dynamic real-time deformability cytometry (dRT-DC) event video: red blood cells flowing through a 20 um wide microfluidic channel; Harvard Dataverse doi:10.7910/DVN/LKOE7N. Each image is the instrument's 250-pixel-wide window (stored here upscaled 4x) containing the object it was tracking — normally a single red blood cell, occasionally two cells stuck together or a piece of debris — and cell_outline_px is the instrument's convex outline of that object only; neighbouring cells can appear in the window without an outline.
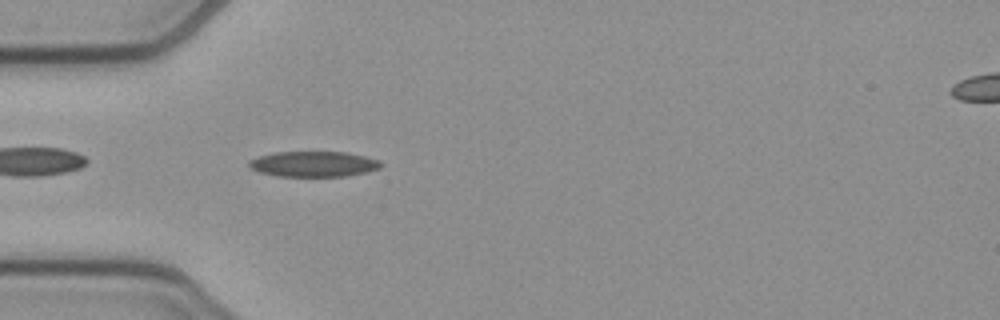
{"species": "common noctule bat (a hibernating species)", "species_latin": "Nyctalus noctula", "temperature_condition": "cold", "stored_images_in_passage": 39, "camera_frame_rate_fps": 3000, "um_per_image_px": 0.085, "animal": {"sex": "female", "body_mass_g": 21.9}, "frame": {"image": 1, "passage_image": 3, "time_ms": 0.667, "image_size_px": [1000, 320], "cell_outline_px": [[384, 164], [380, 168], [368, 172], [344, 176], [280, 176], [260, 172], [252, 168], [248, 164], [248, 160], [256, 156], [276, 152], [344, 152], [364, 156], [380, 160]], "centroid_in_image_um": [26.67, 13.94], "position_along_channel_um": 58.3, "area_um2": 19.59}}
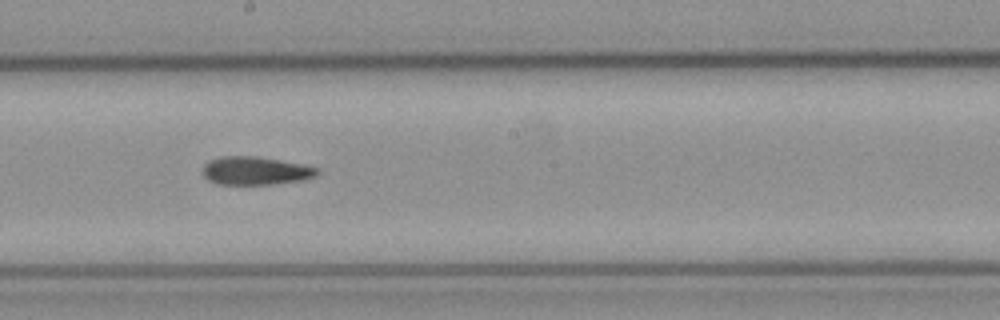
{"frame": {"image": 2, "passage_image": 16, "time_ms": 5.0, "image_size_px": [1000, 320], "cell_outline_px": [[320, 172], [316, 176], [304, 180], [272, 184], [216, 184], [208, 180], [204, 176], [204, 164], [208, 160], [220, 156], [256, 156], [304, 164], [320, 168]], "centroid_in_image_um": [21.75, 14.51], "position_along_channel_um": 226.5, "area_um2": 19.02}}
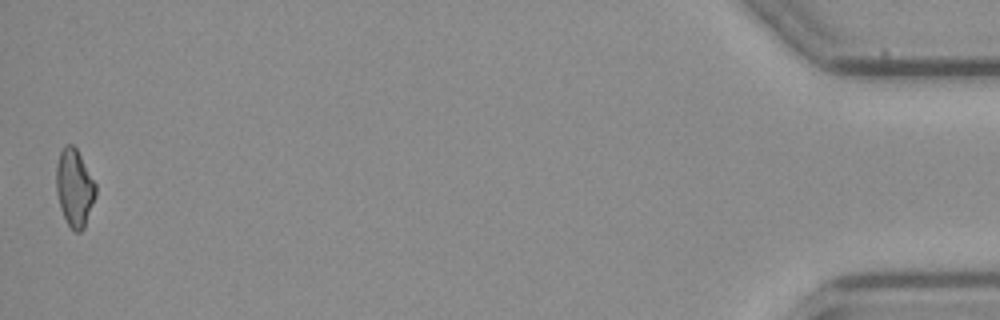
{"frame": {"image": 3, "passage_image": 39, "time_ms": 12.667, "image_size_px": [1000, 320], "cell_outline_px": [[96, 196], [84, 228], [80, 232], [76, 232], [68, 224], [60, 208], [56, 192], [56, 164], [60, 152], [64, 144], [72, 144], [76, 148], [96, 184]], "centroid_in_image_um": [6.32, 15.95], "position_along_channel_um": 428.9, "area_um2": 17.8}}